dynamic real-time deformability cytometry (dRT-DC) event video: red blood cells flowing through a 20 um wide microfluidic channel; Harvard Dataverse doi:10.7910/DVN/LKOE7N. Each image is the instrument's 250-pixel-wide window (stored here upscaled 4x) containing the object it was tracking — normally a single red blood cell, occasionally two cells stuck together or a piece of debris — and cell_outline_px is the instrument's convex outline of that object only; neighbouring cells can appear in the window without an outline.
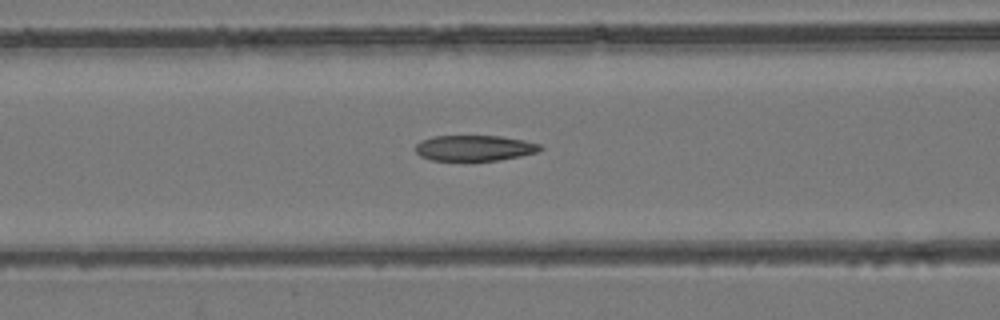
{"species": "common noctule bat (a hibernating species)", "species_latin": "Nyctalus noctula", "temperature_condition": "room temperature", "stored_images_in_passage": 54, "camera_frame_rate_fps": 3000, "um_per_image_px": 0.085, "animal": {"sex": "female", "body_mass_g": 24.6, "forearm_length_mm": 56.2}, "frame": {"image": 1, "passage_image": 23, "time_ms": 7.333, "image_size_px": [1000, 320], "cell_outline_px": [[544, 148], [536, 152], [520, 156], [496, 160], [432, 160], [420, 156], [416, 152], [416, 144], [420, 140], [432, 136], [500, 136], [524, 140], [540, 144]], "centroid_in_image_um": [40.31, 12.57], "position_along_channel_um": 126.3, "area_um2": 18.55}}
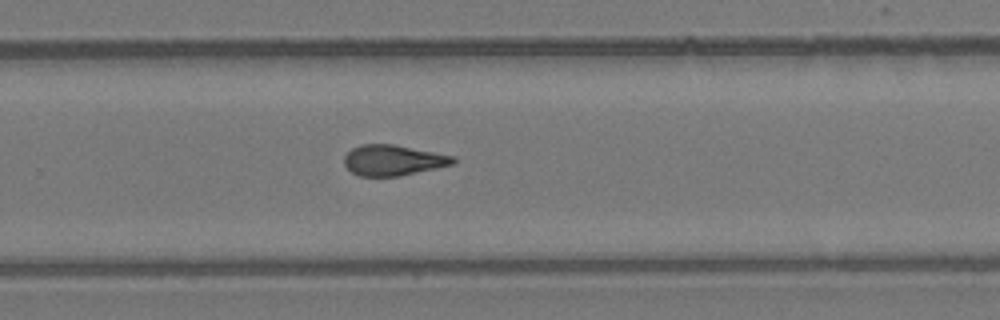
{"frame": {"image": 2, "passage_image": 36, "time_ms": 11.667, "image_size_px": [1000, 320], "cell_outline_px": [[456, 160], [452, 164], [400, 176], [360, 176], [352, 172], [344, 164], [344, 156], [352, 148], [360, 144], [392, 144], [456, 156]], "centroid_in_image_um": [33.4, 13.61], "position_along_channel_um": 296.4, "area_um2": 19.31}}
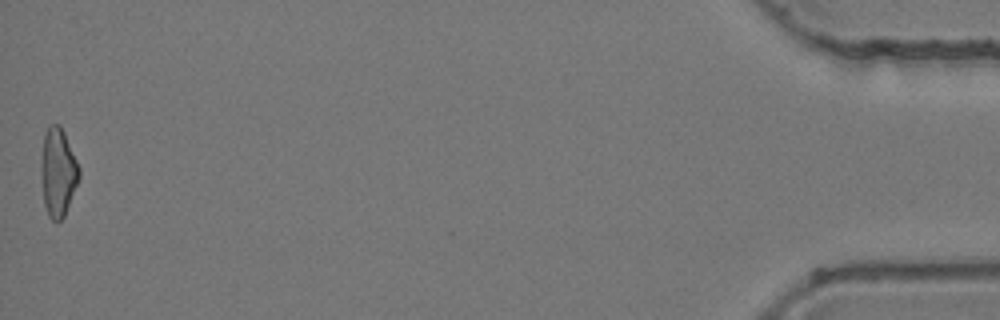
{"frame": {"image": 3, "passage_image": 54, "time_ms": 17.667, "image_size_px": [1000, 320], "cell_outline_px": [[80, 176], [64, 216], [56, 224], [48, 216], [44, 204], [40, 172], [44, 132], [48, 124], [60, 124], [64, 132], [80, 168]], "centroid_in_image_um": [4.91, 14.63], "position_along_channel_um": 430.3, "area_um2": 19.71}, "authors_computed_cell_mechanics": {"area_um2": 19.8832, "velocity_mm_per_s": 3.9357, "shape_relaxation_time_tau1_ms": null, "shape_relaxation_time_tau2_ms": 3.3477, "deformation_change_tau1": null, "deformation_change_tau2": 0.1242}}